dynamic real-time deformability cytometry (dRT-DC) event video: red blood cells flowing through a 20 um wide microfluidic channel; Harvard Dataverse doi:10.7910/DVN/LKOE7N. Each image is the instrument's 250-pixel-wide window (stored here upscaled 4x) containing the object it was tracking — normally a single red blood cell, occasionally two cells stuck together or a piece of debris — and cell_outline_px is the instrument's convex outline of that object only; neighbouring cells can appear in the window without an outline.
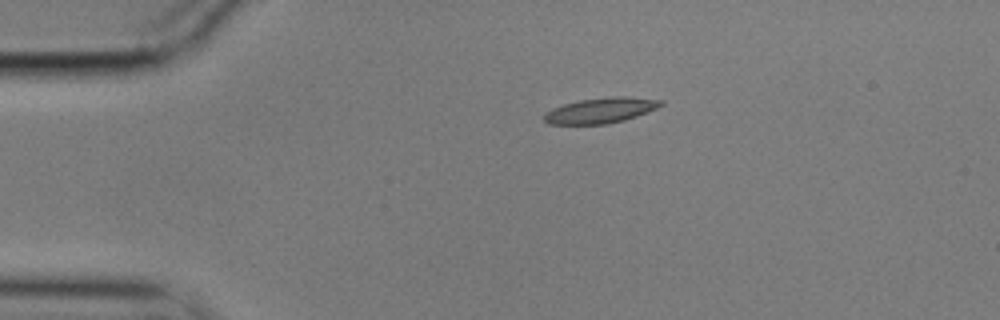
{"species": "common noctule bat (a hibernating species)", "species_latin": "Nyctalus noctula", "temperature_condition": "cold", "stored_images_in_passage": 9, "camera_frame_rate_fps": 3000, "um_per_image_px": 0.085, "animal": {"sex": "male", "body_mass_g": 17.9}, "frame": {"image": 1, "passage_image": 1, "time_ms": 0.0, "image_size_px": [1000, 320], "cell_outline_px": [[664, 104], [656, 108], [636, 116], [624, 120], [608, 124], [548, 124], [544, 120], [544, 112], [564, 104], [580, 100], [612, 96], [628, 96], [664, 100]], "centroid_in_image_um": [51.07, 9.38], "position_along_channel_um": 33.9, "area_um2": 17.28}}
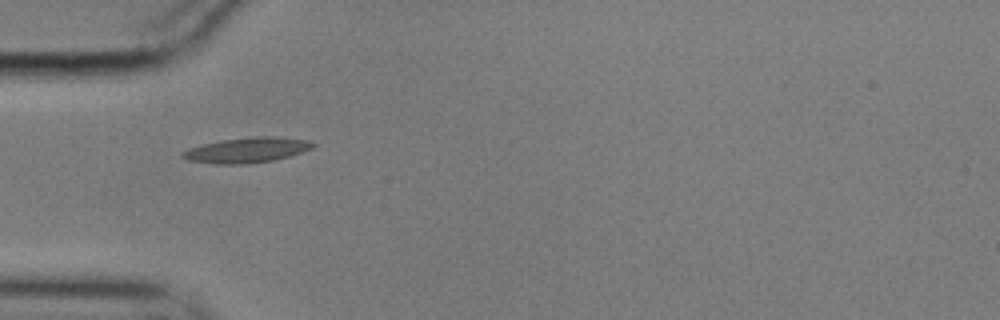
{"frame": {"image": 2, "passage_image": 7, "time_ms": 2.0, "image_size_px": [1000, 320], "cell_outline_px": [[316, 144], [312, 148], [288, 156], [272, 160], [248, 164], [212, 164], [188, 160], [180, 156], [180, 152], [188, 148], [220, 140], [256, 136], [272, 136], [308, 140]], "centroid_in_image_um": [20.93, 12.76], "position_along_channel_um": 64.1, "area_um2": 19.13}}